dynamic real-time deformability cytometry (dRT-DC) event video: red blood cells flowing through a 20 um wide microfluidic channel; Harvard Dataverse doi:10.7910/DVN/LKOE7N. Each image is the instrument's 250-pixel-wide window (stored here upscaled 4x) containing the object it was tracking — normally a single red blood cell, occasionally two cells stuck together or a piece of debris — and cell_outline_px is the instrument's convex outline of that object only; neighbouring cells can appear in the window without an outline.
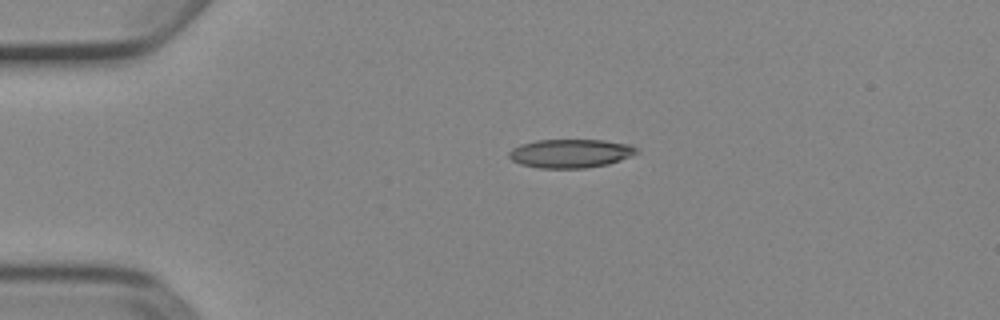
{"species": "Egyptian fruit bat (a non-hibernating species)", "species_latin": "Rousettus aegyptiacus", "temperature_condition": "cold", "stored_images_in_passage": 41, "camera_frame_rate_fps": 3000, "um_per_image_px": 0.085, "animal": {"sex": "female"}, "frame": {"image": 1, "passage_image": 1, "time_ms": 0.0, "image_size_px": [1000, 320], "cell_outline_px": [[640, 152], [620, 160], [608, 164], [584, 168], [540, 168], [520, 164], [512, 160], [508, 156], [508, 152], [512, 148], [520, 144], [536, 140], [604, 140], [632, 144]], "centroid_in_image_um": [48.49, 13.03], "position_along_channel_um": 36.5, "area_um2": 21.44}}
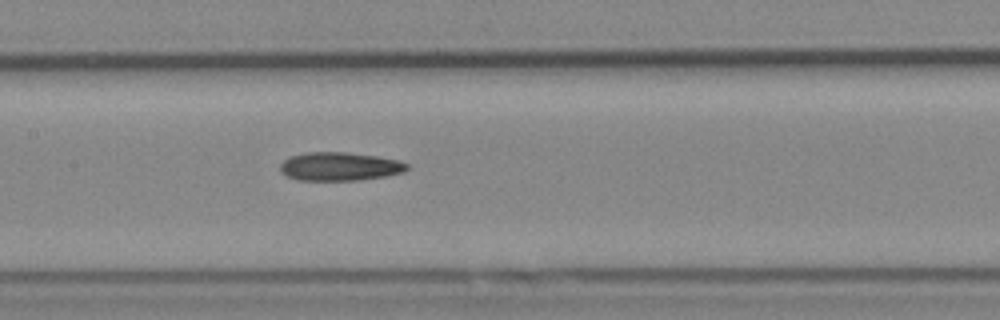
{"frame": {"image": 2, "passage_image": 15, "time_ms": 4.667, "image_size_px": [1000, 320], "cell_outline_px": [[408, 168], [404, 172], [384, 176], [360, 180], [296, 180], [280, 172], [280, 164], [288, 156], [304, 152], [348, 152], [376, 156], [396, 160], [408, 164]], "centroid_in_image_um": [28.82, 14.14], "position_along_channel_um": 178.6, "area_um2": 21.1}}
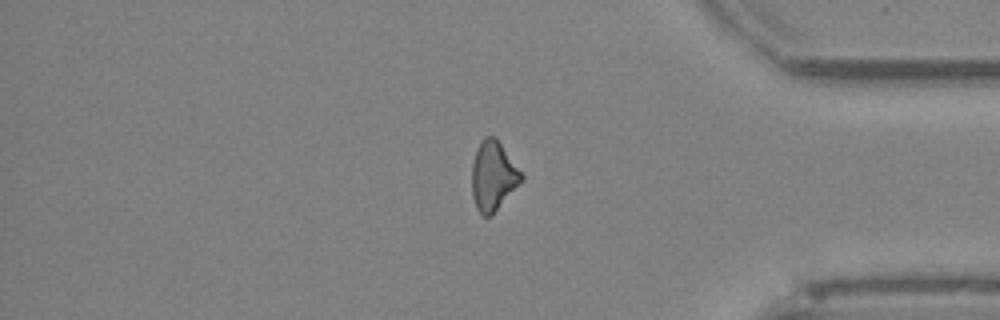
{"frame": {"image": 3, "passage_image": 33, "time_ms": 10.667, "image_size_px": [1000, 320], "cell_outline_px": [[524, 180], [492, 216], [484, 216], [476, 208], [472, 196], [472, 164], [476, 148], [484, 136], [496, 136], [524, 176]], "centroid_in_image_um": [41.93, 14.96], "position_along_channel_um": 393.3, "area_um2": 20.29}}